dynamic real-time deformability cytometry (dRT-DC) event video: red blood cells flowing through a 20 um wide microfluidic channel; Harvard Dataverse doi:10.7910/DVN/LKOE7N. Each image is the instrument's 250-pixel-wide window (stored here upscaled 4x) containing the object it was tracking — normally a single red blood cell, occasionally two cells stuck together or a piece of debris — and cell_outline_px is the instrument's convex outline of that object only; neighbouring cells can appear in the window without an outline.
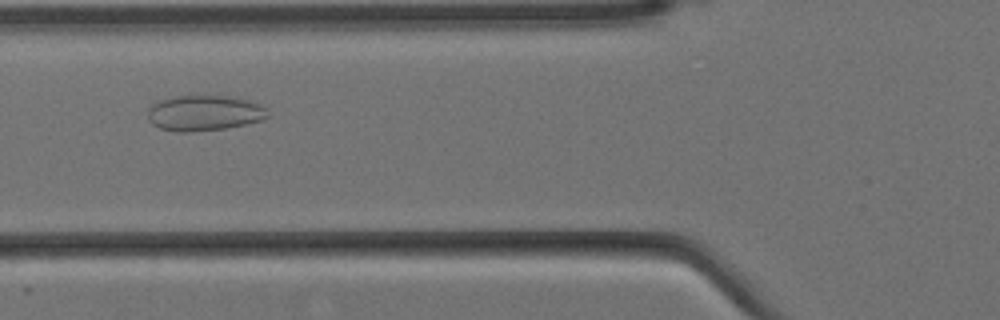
{"species": "Egyptian fruit bat (a non-hibernating species)", "species_latin": "Rousettus aegyptiacus", "temperature_condition": "cold", "stored_images_in_passage": 10, "camera_frame_rate_fps": 3000, "um_per_image_px": 0.085, "animal": {"sex": "female"}, "frame": {"image": 1, "passage_image": 5, "time_ms": 1.333, "image_size_px": [1000, 320], "cell_outline_px": [[268, 116], [264, 120], [224, 128], [192, 132], [176, 132], [160, 128], [152, 124], [148, 120], [148, 108], [152, 104], [160, 100], [176, 96], [228, 96], [248, 100], [260, 104], [268, 108]], "centroid_in_image_um": [17.36, 9.61], "position_along_channel_um": 108.4, "area_um2": 24.91}}
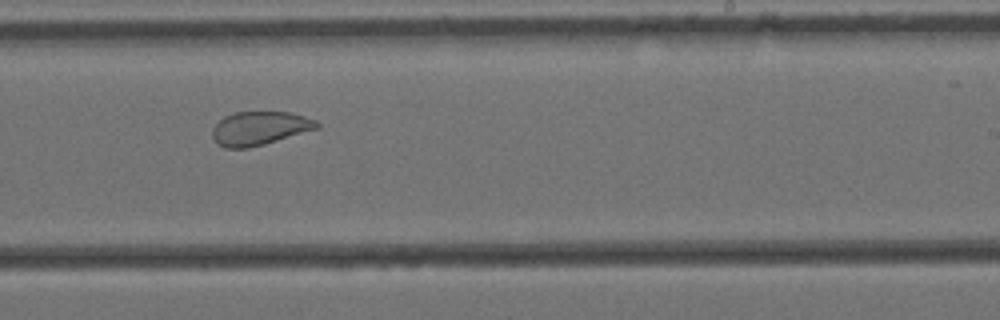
{"frame": {"image": 2, "passage_image": 9, "time_ms": 2.667, "image_size_px": [1000, 320], "cell_outline_px": [[320, 128], [264, 144], [248, 148], [224, 148], [216, 144], [212, 136], [212, 128], [224, 116], [236, 112], [292, 112], [316, 120], [320, 124]], "centroid_in_image_um": [22.07, 10.91], "position_along_channel_um": 266.9, "area_um2": 20.63}}